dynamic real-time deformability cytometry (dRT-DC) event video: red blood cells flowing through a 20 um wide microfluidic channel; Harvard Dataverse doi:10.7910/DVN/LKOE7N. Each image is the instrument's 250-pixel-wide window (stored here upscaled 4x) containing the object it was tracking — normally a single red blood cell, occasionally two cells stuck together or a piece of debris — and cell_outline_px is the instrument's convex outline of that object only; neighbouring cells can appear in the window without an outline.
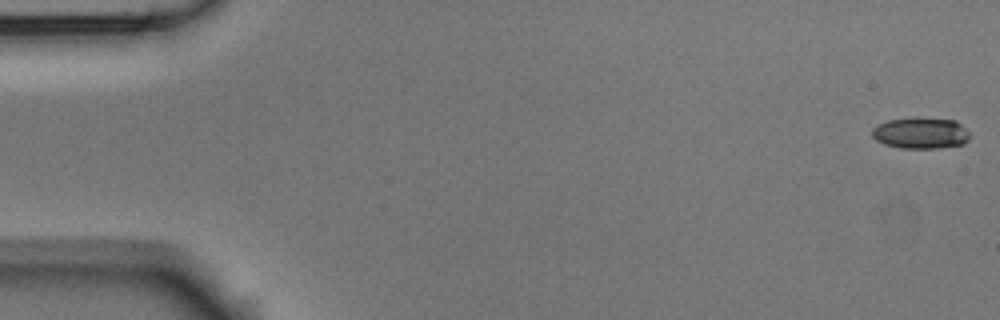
{"species": "Egyptian fruit bat (a non-hibernating species)", "species_latin": "Rousettus aegyptiacus", "temperature_condition": "room temperature", "stored_images_in_passage": 5, "camera_frame_rate_fps": 3000, "um_per_image_px": 0.085, "animal": {"sex": "male"}, "frame": {"image": 1, "passage_image": 1, "time_ms": 0.0, "image_size_px": [1000, 320], "cell_outline_px": [[968, 140], [964, 144], [940, 148], [900, 148], [884, 144], [876, 140], [872, 136], [872, 128], [888, 120], [916, 116], [956, 120], [968, 132]], "centroid_in_image_um": [78.25, 11.29], "position_along_channel_um": 6.7, "area_um2": 18.03}}
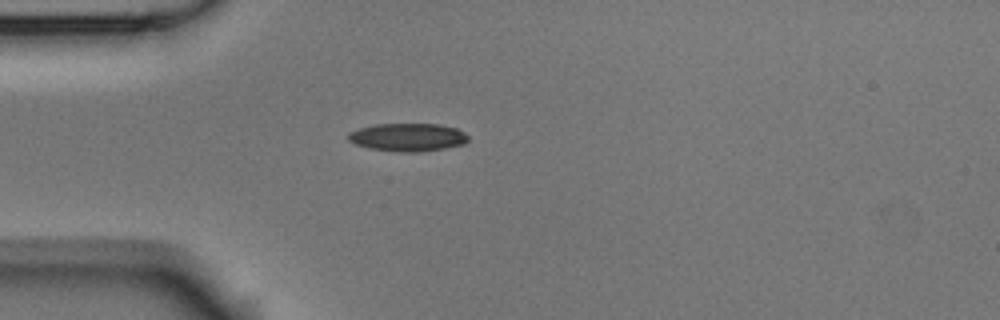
{"frame": {"image": 2, "passage_image": 5, "time_ms": 1.333, "image_size_px": [1000, 320], "cell_outline_px": [[468, 140], [464, 144], [444, 148], [416, 152], [400, 152], [368, 148], [356, 144], [348, 140], [348, 132], [360, 128], [376, 124], [440, 124], [456, 128], [464, 132], [468, 136]], "centroid_in_image_um": [34.66, 11.66], "position_along_channel_um": 50.3, "area_um2": 19.54}}